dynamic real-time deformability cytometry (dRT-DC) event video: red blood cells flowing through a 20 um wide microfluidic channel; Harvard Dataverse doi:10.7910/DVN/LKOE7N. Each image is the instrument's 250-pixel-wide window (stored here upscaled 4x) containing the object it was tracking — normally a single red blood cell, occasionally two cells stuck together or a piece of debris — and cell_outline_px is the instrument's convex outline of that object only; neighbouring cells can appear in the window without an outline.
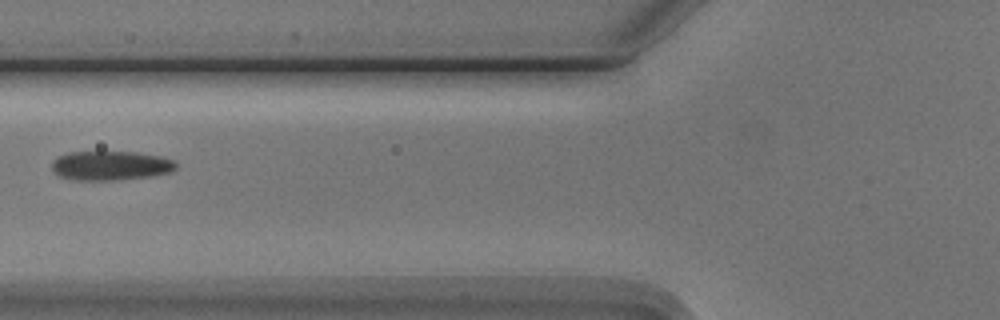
{"species": "Egyptian fruit bat (a non-hibernating species)", "species_latin": "Rousettus aegyptiacus", "temperature_condition": "cold", "stored_images_in_passage": 7, "camera_frame_rate_fps": 3000, "um_per_image_px": 0.085, "animal": {"sex": "male"}, "frame": {"image": 1, "passage_image": 6, "time_ms": 6.0, "image_size_px": [1000, 320], "cell_outline_px": [[176, 168], [172, 172], [148, 176], [112, 180], [76, 180], [60, 176], [52, 168], [52, 160], [68, 152], [136, 152], [164, 156], [176, 160]], "centroid_in_image_um": [9.45, 14.06], "position_along_channel_um": 116.3, "area_um2": 21.15}}
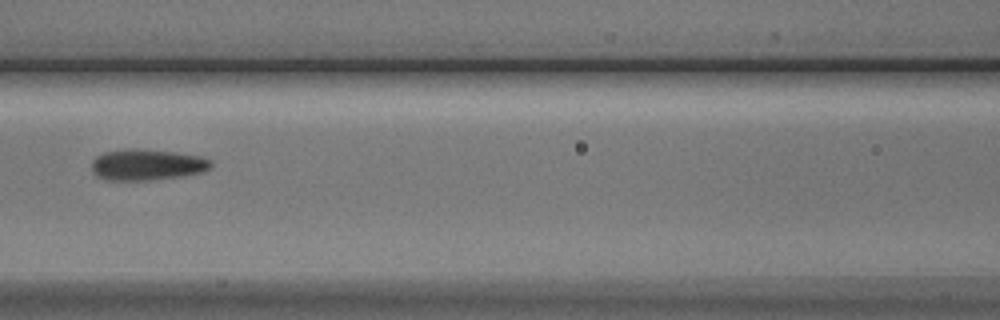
{"frame": {"image": 2, "passage_image": 7, "time_ms": 7.0, "image_size_px": [1000, 320], "cell_outline_px": [[212, 168], [204, 172], [184, 176], [148, 180], [108, 180], [96, 176], [92, 172], [92, 160], [96, 156], [104, 152], [132, 148], [136, 148], [172, 152], [200, 156], [212, 160]], "centroid_in_image_um": [12.51, 14.0], "position_along_channel_um": 154.1, "area_um2": 21.79}}